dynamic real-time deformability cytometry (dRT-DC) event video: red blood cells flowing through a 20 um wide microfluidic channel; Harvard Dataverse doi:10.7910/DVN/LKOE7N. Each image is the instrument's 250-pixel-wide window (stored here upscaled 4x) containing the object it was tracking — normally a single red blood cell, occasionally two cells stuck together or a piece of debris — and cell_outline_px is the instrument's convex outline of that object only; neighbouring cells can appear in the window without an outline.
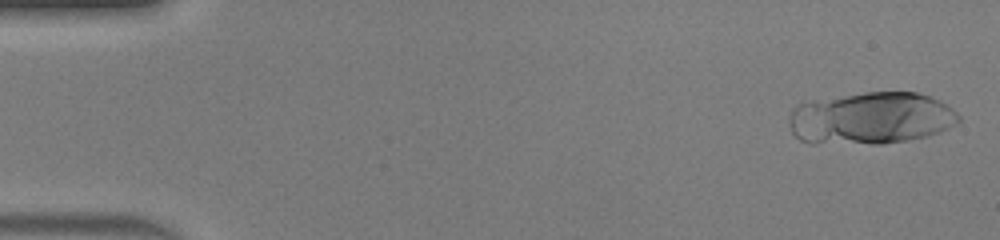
{"species": "human", "species_latin": "Homo sapiens", "temperature_condition": "warm", "stored_images_in_passage": 12, "camera_frame_rate_fps": 3000, "um_per_image_px": 0.085, "donor": {"sex": "male"}, "frame": {"image": 1, "passage_image": 1, "time_ms": 0.0, "image_size_px": [1000, 240], "cell_outline_px": [[960, 120], [956, 124], [948, 128], [928, 136], [908, 140], [880, 144], [812, 144], [800, 140], [792, 132], [788, 124], [788, 116], [792, 108], [796, 104], [864, 92], [916, 92], [940, 100], [952, 108], [960, 116]], "centroid_in_image_um": [74.0, 10.07], "position_along_channel_um": 11.0, "area_um2": 52.02}}
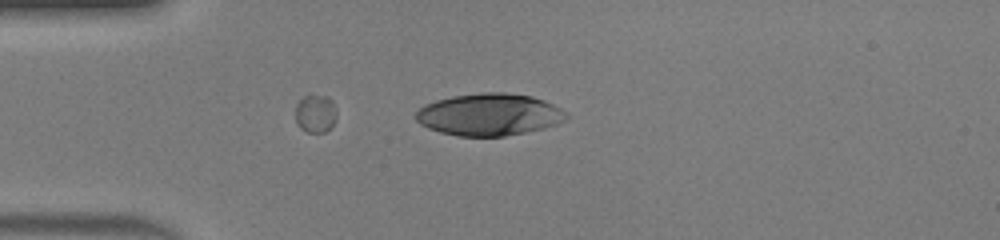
{"frame": {"image": 2, "passage_image": 12, "time_ms": 3.667, "image_size_px": [1000, 240], "cell_outline_px": [[568, 116], [564, 120], [556, 124], [544, 128], [504, 136], [456, 136], [440, 132], [428, 128], [420, 124], [416, 120], [416, 112], [424, 104], [436, 100], [452, 96], [484, 92], [508, 92], [532, 96], [544, 100], [560, 108]], "centroid_in_image_um": [41.56, 9.73], "position_along_channel_um": 43.4, "area_um2": 36.88}}